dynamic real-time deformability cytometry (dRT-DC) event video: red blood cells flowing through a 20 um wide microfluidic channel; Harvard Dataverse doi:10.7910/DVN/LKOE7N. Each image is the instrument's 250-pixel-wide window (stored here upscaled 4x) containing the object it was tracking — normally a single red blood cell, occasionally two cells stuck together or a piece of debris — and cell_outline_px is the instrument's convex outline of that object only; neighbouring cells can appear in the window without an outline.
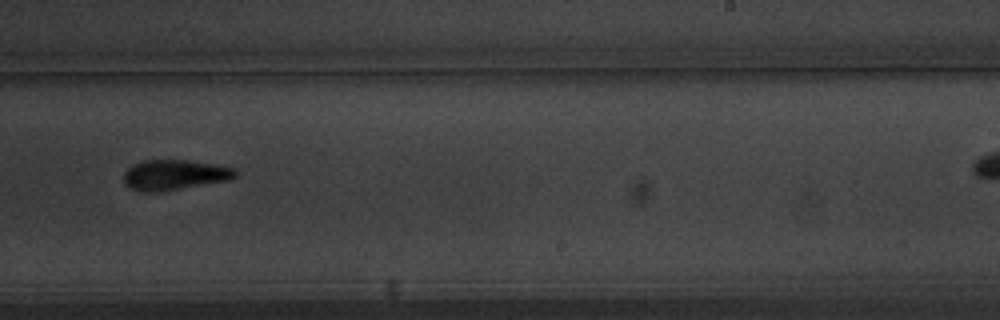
{"species": "common noctule bat (a hibernating species)", "species_latin": "Nyctalus noctula", "temperature_condition": "warm", "stored_images_in_passage": 10, "camera_frame_rate_fps": 3000, "um_per_image_px": 0.085, "animal": {"sex": "male", "body_mass_g": 20.1, "forearm_length_mm": 53.5}, "frame": {"image": 1, "passage_image": 9, "time_ms": 9.667, "image_size_px": [1000, 320], "cell_outline_px": [[236, 176], [232, 180], [164, 192], [140, 192], [128, 188], [124, 184], [124, 172], [132, 164], [144, 160], [188, 160], [236, 168]], "centroid_in_image_um": [14.82, 14.89], "position_along_channel_um": 274.2, "area_um2": 20.17}}